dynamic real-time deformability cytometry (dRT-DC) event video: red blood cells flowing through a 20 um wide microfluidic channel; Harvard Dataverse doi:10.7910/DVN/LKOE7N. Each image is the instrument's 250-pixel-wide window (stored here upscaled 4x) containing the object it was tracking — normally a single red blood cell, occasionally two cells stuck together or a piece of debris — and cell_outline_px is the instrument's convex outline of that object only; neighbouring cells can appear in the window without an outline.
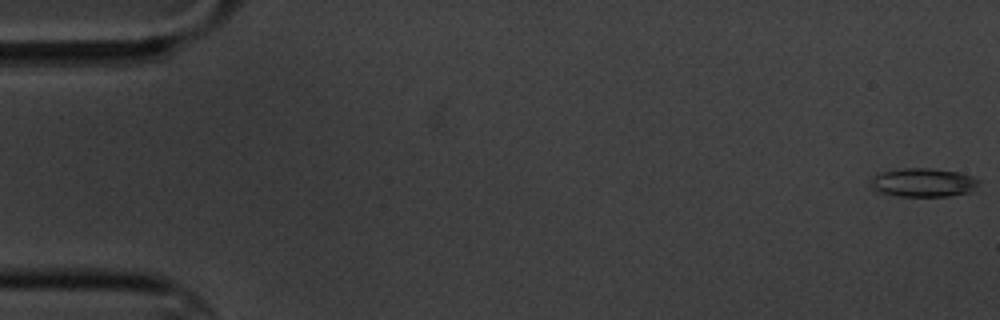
{"species": "common noctule bat (a hibernating species)", "species_latin": "Nyctalus noctula", "temperature_condition": "cold", "stored_images_in_passage": 7, "camera_frame_rate_fps": 3000, "um_per_image_px": 0.085, "animal": {"sex": "male", "body_mass_g": 20.1, "forearm_length_mm": 53.5}, "frame": {"image": 1, "passage_image": 1, "time_ms": 0.0, "image_size_px": [1000, 320], "cell_outline_px": [[980, 184], [976, 192], [948, 196], [896, 196], [880, 192], [872, 184], [872, 176], [884, 172], [904, 168], [928, 168], [956, 172], [972, 176], [980, 180]], "centroid_in_image_um": [78.59, 15.53], "position_along_channel_um": 6.4, "area_um2": 18.03}}
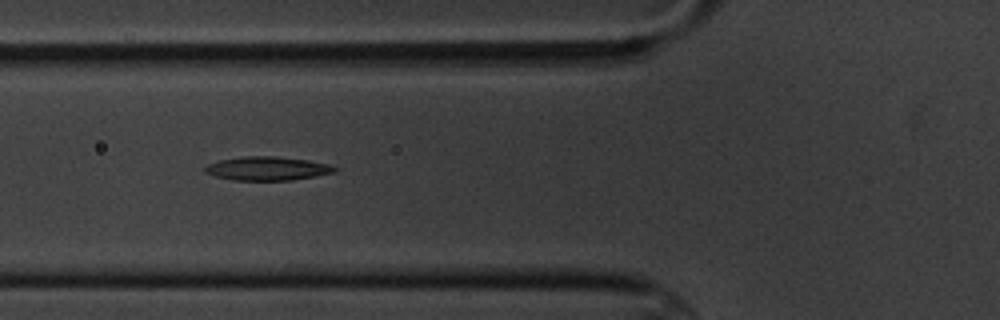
{"frame": {"image": 2, "passage_image": 6, "time_ms": 7.0, "image_size_px": [1000, 320], "cell_outline_px": [[340, 168], [336, 172], [316, 176], [292, 180], [232, 180], [216, 176], [204, 172], [204, 168], [208, 164], [220, 160], [240, 156], [276, 156], [308, 160], [328, 164]], "centroid_in_image_um": [22.75, 14.32], "position_along_channel_um": 103.1, "area_um2": 18.03}}
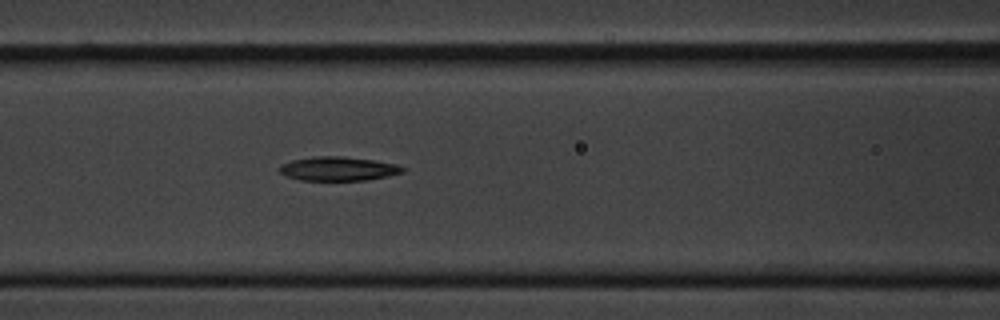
{"frame": {"image": 3, "passage_image": 7, "time_ms": 8.0, "image_size_px": [1000, 320], "cell_outline_px": [[408, 168], [404, 172], [388, 176], [368, 180], [300, 180], [284, 176], [276, 168], [280, 164], [292, 160], [316, 156], [340, 156], [372, 160], [396, 164]], "centroid_in_image_um": [28.72, 14.34], "position_along_channel_um": 137.9, "area_um2": 17.4}}